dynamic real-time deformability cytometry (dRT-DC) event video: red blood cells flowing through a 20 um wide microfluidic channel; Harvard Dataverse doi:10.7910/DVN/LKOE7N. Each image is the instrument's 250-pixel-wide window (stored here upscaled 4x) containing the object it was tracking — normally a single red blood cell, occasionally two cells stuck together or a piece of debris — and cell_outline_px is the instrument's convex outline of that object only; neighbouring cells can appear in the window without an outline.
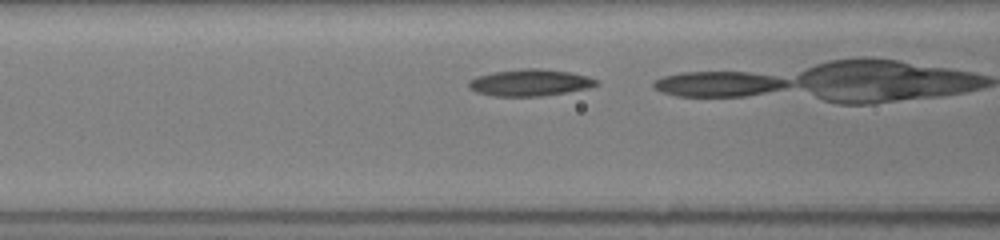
{"species": "common noctule bat (a hibernating species)", "species_latin": "Nyctalus noctula", "temperature_condition": "room temperature", "stored_images_in_passage": 7, "camera_frame_rate_fps": 3000, "um_per_image_px": 0.085, "animal": {"sex": "female", "body_mass_g": 19.5, "forearm_length_mm": 54.1}, "frame": {"image": 1, "passage_image": 3, "time_ms": 0.667, "image_size_px": [1000, 240], "cell_outline_px": [[600, 84], [588, 88], [540, 96], [492, 96], [476, 92], [468, 88], [468, 80], [476, 76], [492, 72], [524, 68], [540, 68], [568, 72], [588, 76], [600, 80]], "centroid_in_image_um": [45.02, 7.02], "position_along_channel_um": 121.6, "area_um2": 20.0}}